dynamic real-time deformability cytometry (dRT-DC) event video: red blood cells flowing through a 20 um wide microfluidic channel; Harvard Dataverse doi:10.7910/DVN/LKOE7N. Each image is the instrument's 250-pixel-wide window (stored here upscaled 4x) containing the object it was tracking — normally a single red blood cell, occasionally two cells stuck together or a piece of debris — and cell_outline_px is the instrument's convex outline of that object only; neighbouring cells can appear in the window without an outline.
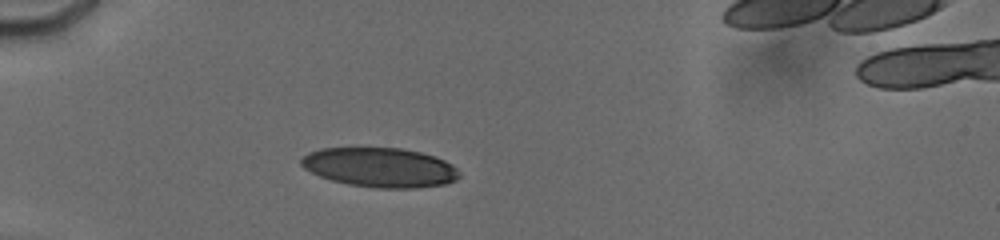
{"species": "human", "species_latin": "Homo sapiens", "temperature_condition": "cold", "stored_images_in_passage": 13, "camera_frame_rate_fps": 3000, "um_per_image_px": 0.085, "donor": {"sex": "male"}, "frame": {"image": 1, "passage_image": 5, "time_ms": 3.667, "image_size_px": [1000, 240], "cell_outline_px": [[460, 176], [456, 180], [444, 184], [416, 188], [376, 188], [348, 184], [332, 180], [320, 176], [304, 168], [300, 164], [300, 156], [308, 152], [320, 148], [400, 148], [420, 152], [436, 156], [452, 164], [460, 172]], "centroid_in_image_um": [32.29, 14.22], "position_along_channel_um": 52.7, "area_um2": 36.53}}
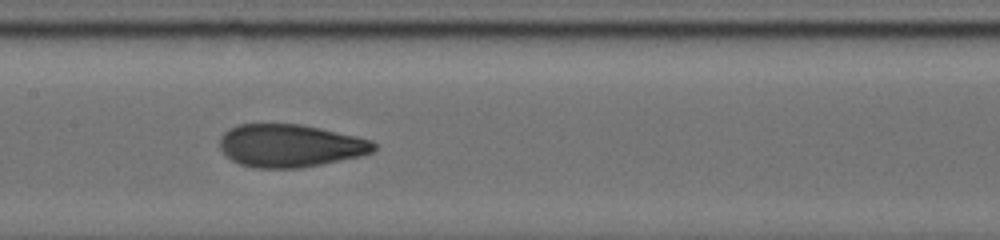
{"frame": {"image": 2, "passage_image": 10, "time_ms": 7.667, "image_size_px": [1000, 240], "cell_outline_px": [[376, 148], [372, 152], [360, 156], [300, 168], [256, 168], [240, 164], [232, 160], [220, 148], [220, 136], [228, 128], [240, 124], [300, 124], [320, 128], [356, 136], [372, 140], [376, 144]], "centroid_in_image_um": [24.65, 12.38], "position_along_channel_um": 182.7, "area_um2": 38.32}}
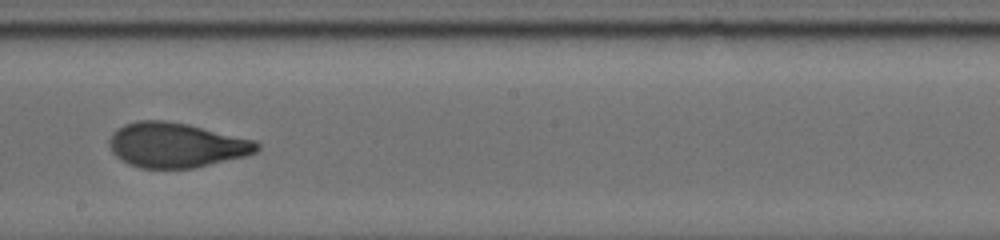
{"frame": {"image": 3, "passage_image": 12, "time_ms": 9.0, "image_size_px": [1000, 240], "cell_outline_px": [[260, 148], [256, 152], [248, 156], [192, 168], [140, 168], [128, 164], [120, 160], [112, 152], [108, 144], [108, 140], [112, 132], [116, 128], [124, 124], [136, 120], [164, 120], [188, 124], [256, 140], [260, 144]], "centroid_in_image_um": [14.96, 12.33], "position_along_channel_um": 233.2, "area_um2": 39.02}}